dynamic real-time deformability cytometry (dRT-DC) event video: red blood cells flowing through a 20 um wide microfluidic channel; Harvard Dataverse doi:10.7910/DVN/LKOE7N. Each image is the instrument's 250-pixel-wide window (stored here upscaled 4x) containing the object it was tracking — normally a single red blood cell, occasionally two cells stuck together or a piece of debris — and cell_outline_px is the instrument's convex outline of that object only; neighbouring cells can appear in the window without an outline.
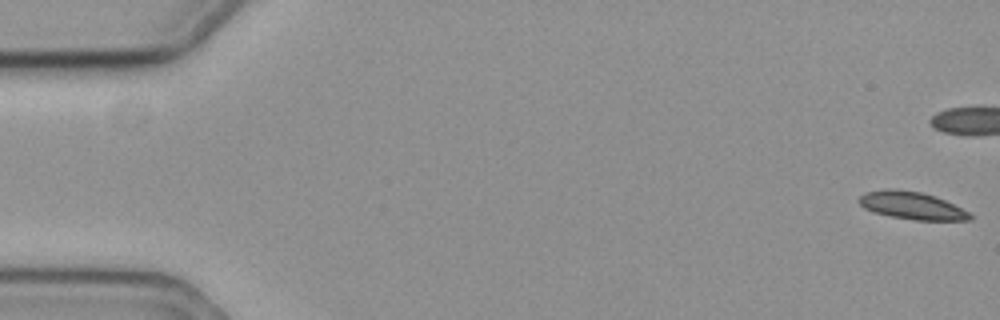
{"species": "common noctule bat (a hibernating species)", "species_latin": "Nyctalus noctula", "temperature_condition": "cold", "stored_images_in_passage": 45, "camera_frame_rate_fps": 3000, "um_per_image_px": 0.085, "animal": {"sex": "female", "body_mass_g": 19.3, "forearm_length_mm": 54.1}, "frame": {"image": 1, "passage_image": 1, "time_ms": 0.0, "image_size_px": [1000, 320], "cell_outline_px": [[972, 220], [916, 220], [892, 216], [872, 212], [864, 208], [856, 200], [864, 192], [892, 188], [920, 192], [944, 200], [968, 212], [972, 216]], "centroid_in_image_um": [77.44, 17.47], "position_along_channel_um": 7.6, "area_um2": 17.57}}
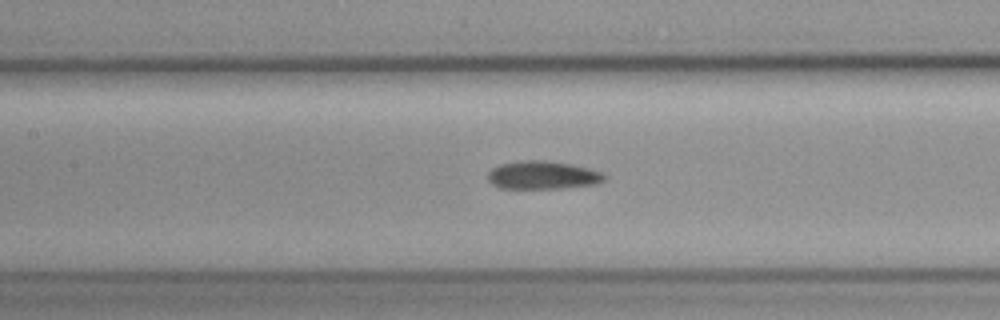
{"frame": {"image": 2, "passage_image": 26, "time_ms": 8.333, "image_size_px": [1000, 320], "cell_outline_px": [[608, 176], [604, 180], [596, 184], [564, 188], [500, 188], [492, 184], [488, 180], [488, 172], [492, 168], [500, 164], [524, 160], [544, 160], [572, 164], [604, 172]], "centroid_in_image_um": [46.16, 14.88], "position_along_channel_um": 161.2, "area_um2": 19.25}}
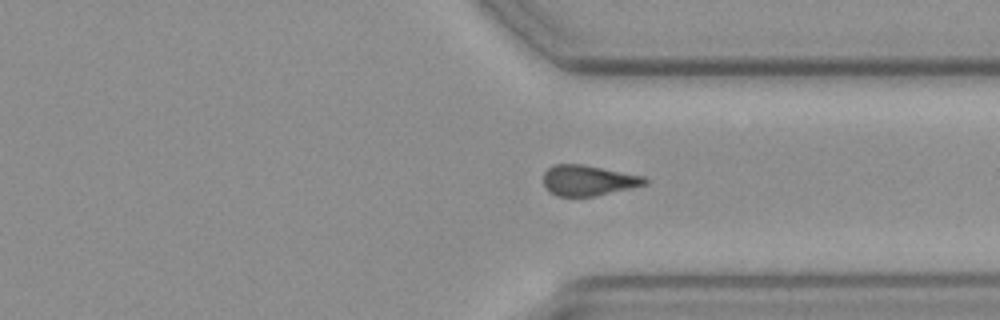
{"frame": {"image": 3, "passage_image": 43, "time_ms": 14.0, "image_size_px": [1000, 320], "cell_outline_px": [[648, 184], [632, 188], [596, 196], [556, 196], [548, 192], [544, 188], [544, 172], [552, 164], [584, 164], [644, 176], [648, 180]], "centroid_in_image_um": [49.99, 15.33], "position_along_channel_um": 361.4, "area_um2": 18.32}}